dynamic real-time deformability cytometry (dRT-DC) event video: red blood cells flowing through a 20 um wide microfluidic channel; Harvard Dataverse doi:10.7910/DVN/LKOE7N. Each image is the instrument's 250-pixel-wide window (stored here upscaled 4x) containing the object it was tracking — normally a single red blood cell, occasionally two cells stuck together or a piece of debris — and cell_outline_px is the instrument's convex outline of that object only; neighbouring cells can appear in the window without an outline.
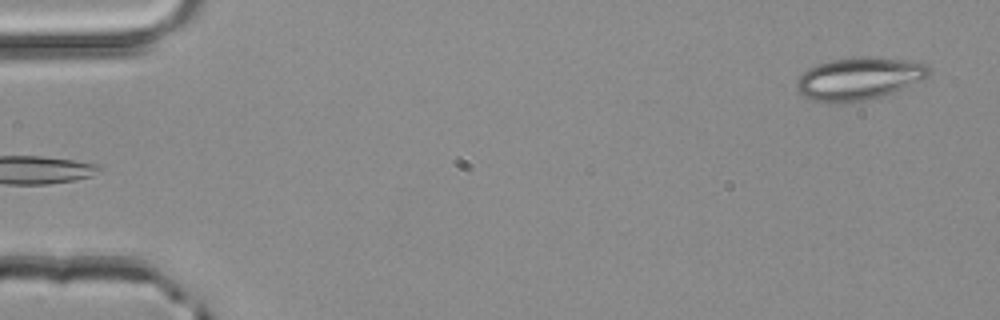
{"species": "common noctule bat (a hibernating species)", "species_latin": "Nyctalus noctula", "temperature_condition": "room temperature", "stored_images_in_passage": 4, "camera_frame_rate_fps": 3000, "um_per_image_px": 0.085, "animal": {"sex": "male", "body_mass_g": 20.4}, "frame": {"image": 1, "passage_image": 4, "time_ms": 1.0, "image_size_px": [1000, 320], "cell_outline_px": [[932, 72], [928, 76], [884, 96], [864, 100], [832, 104], [828, 104], [808, 100], [800, 96], [796, 88], [796, 80], [808, 68], [832, 60], [848, 56], [860, 56], [924, 60], [928, 64]], "centroid_in_image_um": [73.01, 6.67], "position_along_channel_um": 12.0, "area_um2": 33.64}}